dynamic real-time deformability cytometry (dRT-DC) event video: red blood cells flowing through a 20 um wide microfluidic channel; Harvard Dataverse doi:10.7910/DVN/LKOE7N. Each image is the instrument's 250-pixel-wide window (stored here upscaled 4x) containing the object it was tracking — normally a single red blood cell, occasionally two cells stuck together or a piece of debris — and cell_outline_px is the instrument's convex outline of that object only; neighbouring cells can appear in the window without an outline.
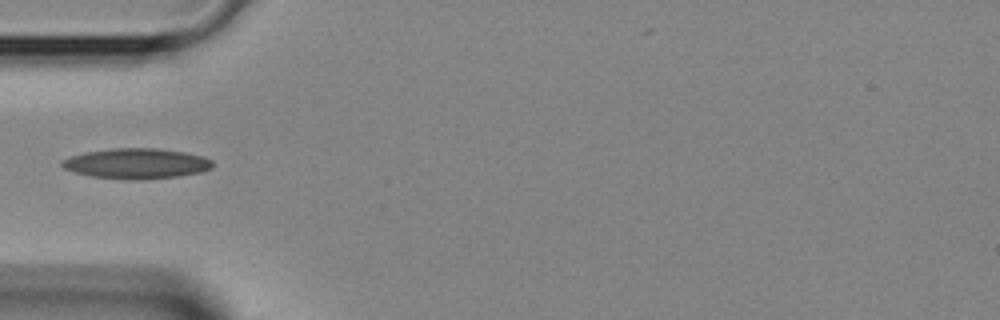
{"species": "Egyptian fruit bat (a non-hibernating species)", "species_latin": "Rousettus aegyptiacus", "temperature_condition": "room temperature", "stored_images_in_passage": 30, "camera_frame_rate_fps": 3000, "um_per_image_px": 0.085, "animal": {"sex": "female"}, "frame": {"image": 1, "passage_image": 1, "time_ms": 0.0, "image_size_px": [1000, 320], "cell_outline_px": [[212, 168], [200, 172], [180, 176], [144, 180], [128, 180], [92, 176], [76, 172], [64, 168], [60, 164], [60, 160], [84, 152], [112, 148], [156, 148], [184, 152], [204, 156], [212, 160]], "centroid_in_image_um": [11.61, 13.9], "position_along_channel_um": 73.4, "area_um2": 26.76}}
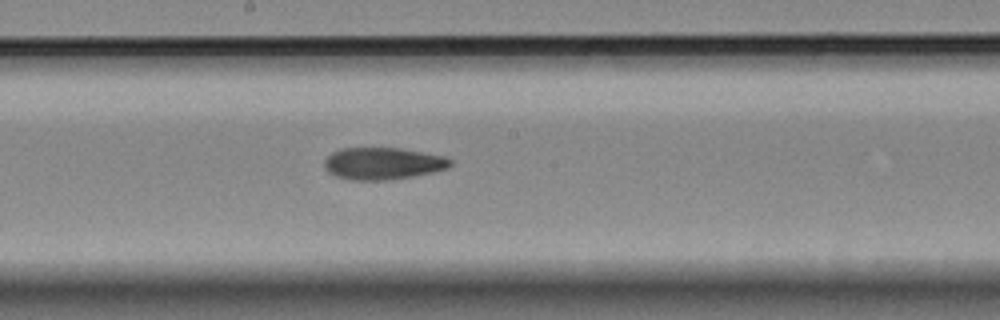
{"frame": {"image": 2, "passage_image": 10, "time_ms": 3.0, "image_size_px": [1000, 320], "cell_outline_px": [[452, 164], [448, 168], [432, 172], [412, 176], [388, 180], [348, 180], [336, 176], [328, 172], [324, 168], [324, 160], [332, 152], [344, 148], [400, 148], [444, 156], [452, 160]], "centroid_in_image_um": [32.52, 13.9], "position_along_channel_um": 215.7, "area_um2": 23.52}}
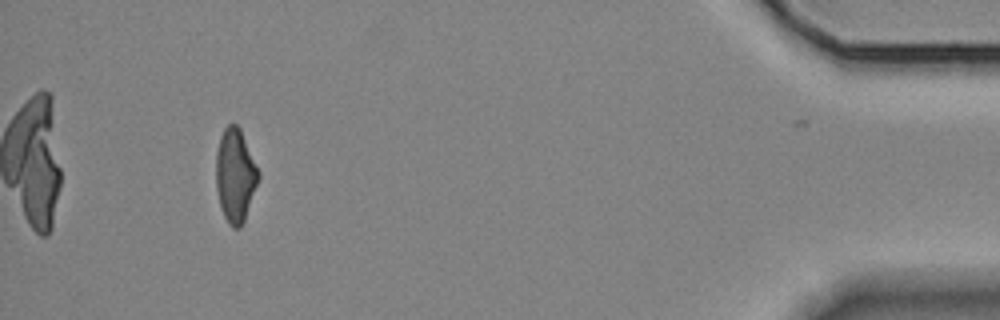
{"frame": {"image": 3, "passage_image": 27, "time_ms": 8.667, "image_size_px": [1000, 320], "cell_outline_px": [[260, 176], [244, 220], [240, 228], [232, 228], [228, 224], [224, 216], [220, 204], [216, 188], [216, 152], [220, 136], [224, 128], [228, 124], [236, 124], [240, 128], [260, 172]], "centroid_in_image_um": [19.99, 14.89], "position_along_channel_um": 415.2, "area_um2": 23.06}}